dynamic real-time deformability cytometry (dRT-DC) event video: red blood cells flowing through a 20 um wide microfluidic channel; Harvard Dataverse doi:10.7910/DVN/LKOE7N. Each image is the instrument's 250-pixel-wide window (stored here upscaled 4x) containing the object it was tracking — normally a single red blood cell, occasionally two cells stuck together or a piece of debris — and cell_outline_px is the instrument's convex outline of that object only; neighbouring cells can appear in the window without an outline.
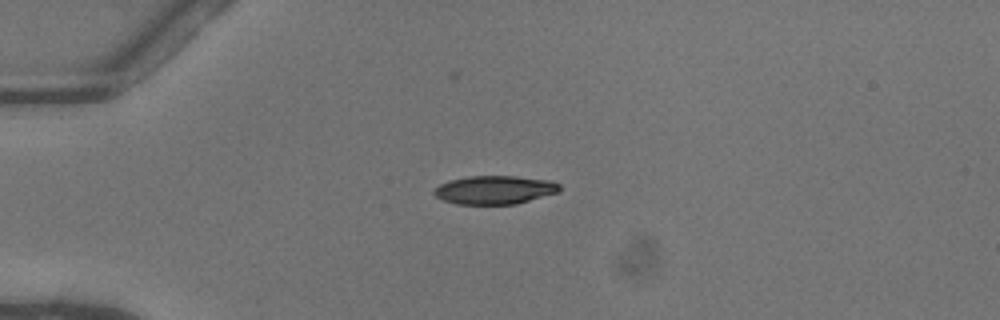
{"species": "common noctule bat (a hibernating species)", "species_latin": "Nyctalus noctula", "temperature_condition": "warm", "stored_images_in_passage": 39, "camera_frame_rate_fps": 3000, "um_per_image_px": 0.085, "animal": {"sex": "female"}, "frame": {"image": 1, "passage_image": 1, "time_ms": 0.0, "image_size_px": [1000, 320], "cell_outline_px": [[560, 192], [516, 204], [456, 204], [444, 200], [436, 196], [432, 192], [440, 184], [452, 180], [468, 176], [516, 176], [552, 180], [560, 184]], "centroid_in_image_um": [42.1, 16.14], "position_along_channel_um": 42.9, "area_um2": 20.87}}
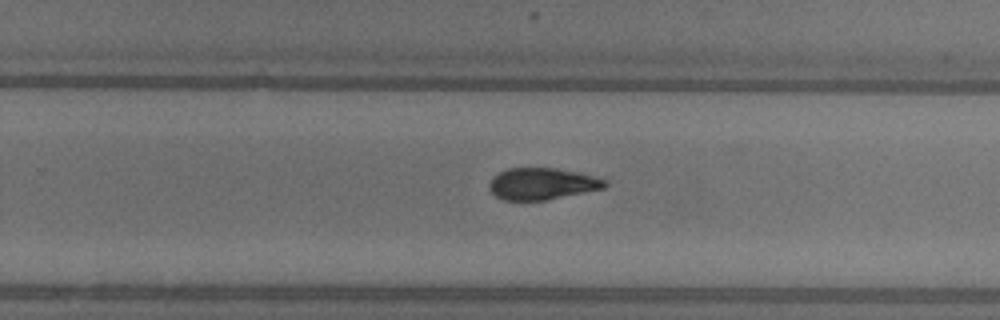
{"frame": {"image": 2, "passage_image": 21, "time_ms": 6.667, "image_size_px": [1000, 320], "cell_outline_px": [[608, 184], [604, 188], [544, 200], [504, 200], [496, 196], [488, 188], [488, 184], [500, 172], [508, 168], [556, 168], [580, 172], [604, 180]], "centroid_in_image_um": [46.06, 15.61], "position_along_channel_um": 283.7, "area_um2": 21.04}}
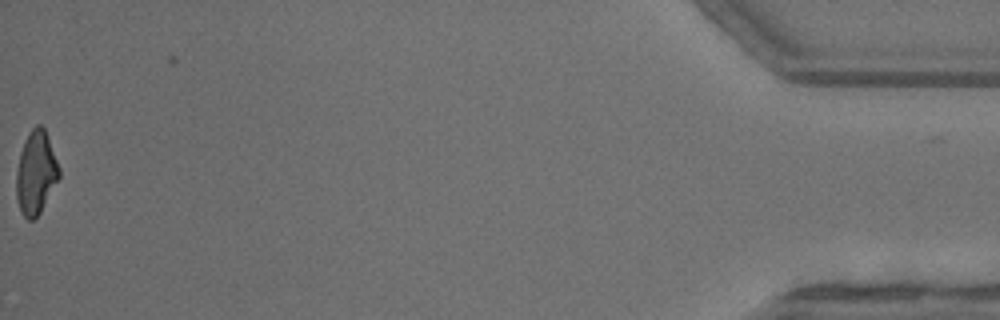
{"frame": {"image": 3, "passage_image": 39, "time_ms": 12.667, "image_size_px": [1000, 320], "cell_outline_px": [[60, 176], [40, 212], [32, 220], [28, 220], [20, 212], [16, 200], [16, 172], [20, 152], [24, 140], [28, 132], [36, 124], [40, 124], [44, 128], [60, 168]], "centroid_in_image_um": [3.03, 14.68], "position_along_channel_um": 432.2, "area_um2": 20.75}, "authors_computed_cell_mechanics": {"area_um2": 21.7328, "velocity_mm_per_s": 4.0938, "shape_relaxation_time_tau1_ms": 6.4902, "shape_relaxation_time_tau2_ms": 4.1981, "deformation_change_tau1": 0.2076, "deformation_change_tau2": 0.1155}}